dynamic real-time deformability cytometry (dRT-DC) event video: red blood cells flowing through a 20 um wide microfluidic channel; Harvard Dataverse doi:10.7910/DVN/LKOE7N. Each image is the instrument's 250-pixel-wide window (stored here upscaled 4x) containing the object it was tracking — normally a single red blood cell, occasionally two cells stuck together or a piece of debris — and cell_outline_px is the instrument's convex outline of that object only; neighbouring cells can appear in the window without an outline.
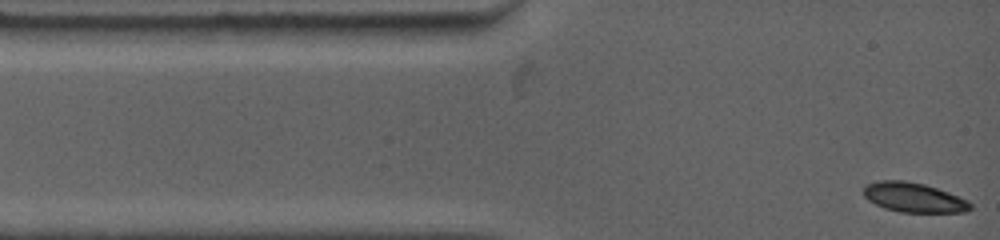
{"species": "common noctule bat (a hibernating species)", "species_latin": "Nyctalus noctula", "temperature_condition": "warm", "stored_images_in_passage": 43, "camera_frame_rate_fps": 4500, "um_per_image_px": 0.085, "animal": {"sex": "female", "body_mass_g": 19.0, "forearm_length_mm": 53.3}, "frame": {"image": 1, "passage_image": 1, "time_ms": 0.0, "image_size_px": [1000, 240], "cell_outline_px": [[972, 208], [964, 212], [900, 212], [884, 208], [868, 200], [864, 196], [864, 188], [868, 184], [880, 180], [904, 180], [924, 184], [948, 192], [968, 200], [972, 204]], "centroid_in_image_um": [77.68, 16.79], "position_along_channel_um": 7.3, "area_um2": 18.32}}
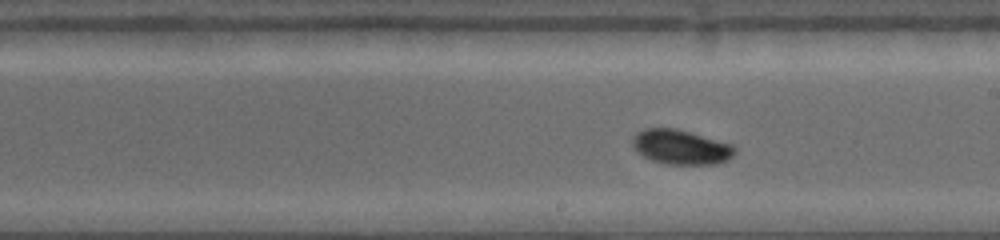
{"frame": {"image": 2, "passage_image": 24, "time_ms": 7.111, "image_size_px": [1000, 240], "cell_outline_px": [[736, 152], [728, 160], [716, 164], [664, 164], [652, 160], [636, 152], [632, 144], [632, 136], [636, 132], [644, 128], [676, 128], [736, 144]], "centroid_in_image_um": [57.9, 12.49], "position_along_channel_um": 231.1, "area_um2": 21.1}}
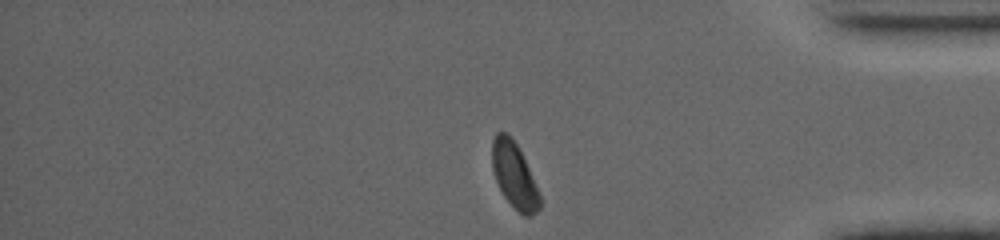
{"frame": {"image": 3, "passage_image": 43, "time_ms": 12.0, "image_size_px": [1000, 240], "cell_outline_px": [[540, 208], [532, 216], [524, 216], [504, 196], [496, 180], [492, 168], [492, 140], [496, 132], [508, 132], [516, 144], [528, 168], [540, 196]], "centroid_in_image_um": [43.69, 14.88], "position_along_channel_um": 391.5, "area_um2": 17.74}, "authors_computed_cell_mechanics": {"area_um2": 20.23, "velocity_mm_per_s": 3.7609, "shape_relaxation_time_tau1_ms": 3.0443, "shape_relaxation_time_tau2_ms": null, "deformation_change_tau1": 0.1076, "deformation_change_tau2": null}}